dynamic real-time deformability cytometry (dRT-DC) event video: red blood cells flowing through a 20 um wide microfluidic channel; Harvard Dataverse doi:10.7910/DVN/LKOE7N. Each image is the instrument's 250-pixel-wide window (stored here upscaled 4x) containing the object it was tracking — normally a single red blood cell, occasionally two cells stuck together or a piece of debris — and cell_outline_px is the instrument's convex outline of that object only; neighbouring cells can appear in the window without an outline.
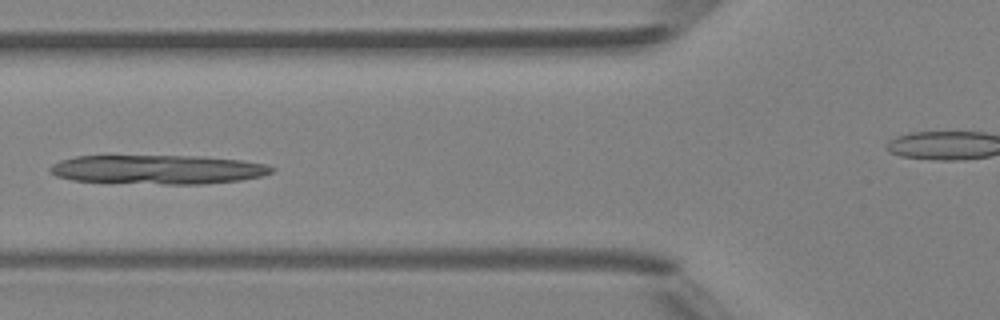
{"species": "Egyptian fruit bat (a non-hibernating species)", "species_latin": "Rousettus aegyptiacus", "temperature_condition": "room temperature", "stored_images_in_passage": 49, "camera_frame_rate_fps": 3000, "um_per_image_px": 0.085, "animal": {"sex": "female"}, "frame": {"image": 1, "passage_image": 19, "time_ms": 6.0, "image_size_px": [1000, 320], "cell_outline_px": [[276, 168], [272, 172], [260, 176], [240, 180], [204, 184], [164, 184], [72, 180], [56, 176], [48, 172], [48, 168], [52, 164], [60, 160], [76, 156], [204, 156], [240, 160], [264, 164]], "centroid_in_image_um": [13.39, 14.4], "position_along_channel_um": 112.4, "area_um2": 37.57}}
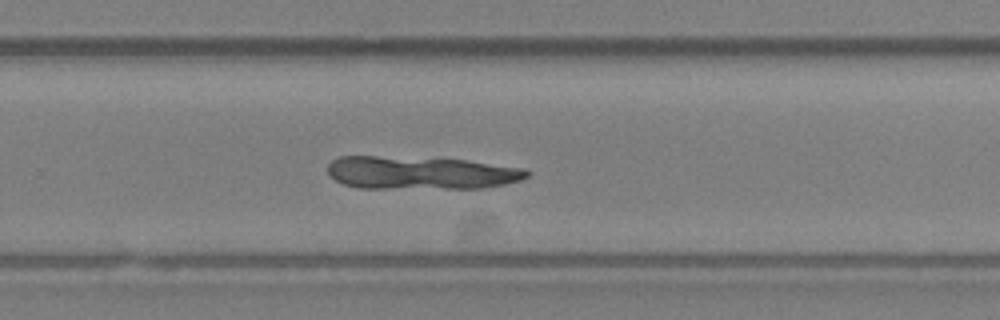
{"frame": {"image": 2, "passage_image": 32, "time_ms": 10.333, "image_size_px": [1000, 320], "cell_outline_px": [[532, 172], [528, 176], [520, 180], [504, 184], [484, 188], [356, 188], [344, 184], [336, 180], [328, 172], [328, 164], [332, 160], [340, 156], [376, 156], [468, 160], [528, 168]], "centroid_in_image_um": [35.81, 14.69], "position_along_channel_um": 294.0, "area_um2": 38.49}}
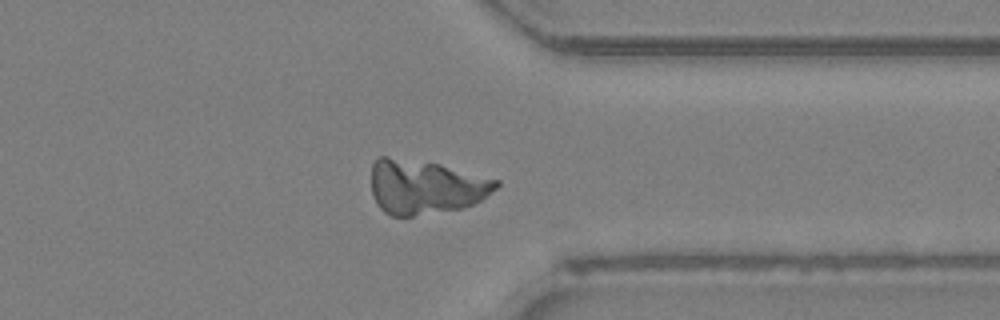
{"frame": {"image": 3, "passage_image": 38, "time_ms": 12.333, "image_size_px": [1000, 320], "cell_outline_px": [[500, 184], [496, 188], [480, 200], [464, 208], [412, 216], [392, 216], [384, 212], [380, 208], [372, 192], [372, 164], [380, 156], [388, 156], [440, 164], [500, 180]], "centroid_in_image_um": [36.15, 15.88], "position_along_channel_um": 375.2, "area_um2": 39.3}}